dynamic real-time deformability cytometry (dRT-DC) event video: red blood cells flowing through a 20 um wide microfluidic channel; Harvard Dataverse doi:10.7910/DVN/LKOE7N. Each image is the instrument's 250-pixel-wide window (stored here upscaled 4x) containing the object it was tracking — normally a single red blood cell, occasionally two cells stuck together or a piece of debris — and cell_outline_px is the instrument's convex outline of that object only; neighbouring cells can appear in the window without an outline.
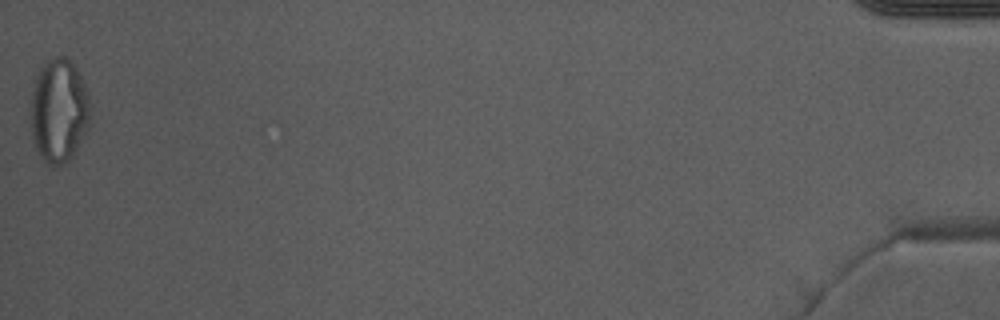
{"species": "Egyptian fruit bat (a non-hibernating species)", "species_latin": "Rousettus aegyptiacus", "temperature_condition": "warm", "stored_images_in_passage": 38, "camera_frame_rate_fps": 3000, "um_per_image_px": 0.085, "animal": {"sex": "male"}, "frame": {"image": 1, "passage_image": 38, "time_ms": 12.333, "image_size_px": [1000, 320], "cell_outline_px": [[92, 116], [72, 156], [64, 164], [52, 168], [44, 164], [32, 140], [32, 92], [36, 76], [40, 68], [44, 64], [56, 56], [68, 56], [84, 84], [92, 108]], "centroid_in_image_um": [5.01, 9.44], "position_along_channel_um": 430.2, "area_um2": 35.95}}